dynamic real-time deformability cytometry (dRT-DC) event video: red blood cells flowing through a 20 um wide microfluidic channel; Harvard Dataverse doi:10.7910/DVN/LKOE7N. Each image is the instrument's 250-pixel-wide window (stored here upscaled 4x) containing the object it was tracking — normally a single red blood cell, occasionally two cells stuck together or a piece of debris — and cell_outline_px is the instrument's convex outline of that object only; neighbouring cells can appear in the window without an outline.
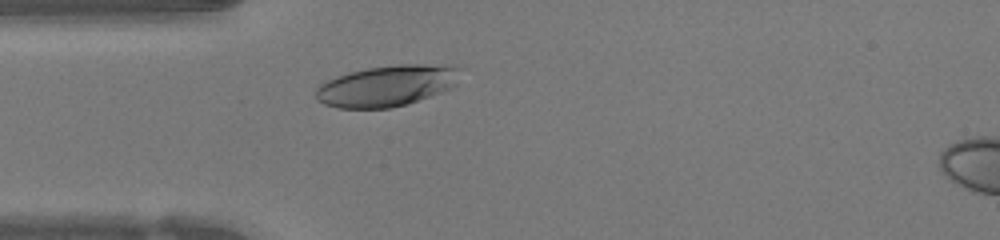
{"species": "human", "species_latin": "Homo sapiens", "temperature_condition": "warm", "stored_images_in_passage": 29, "camera_frame_rate_fps": 3000, "um_per_image_px": 0.085, "donor": {"sex": "female"}, "frame": {"image": 1, "passage_image": 1, "time_ms": 0.0, "image_size_px": [1000, 240], "cell_outline_px": [[460, 68], [452, 84], [448, 88], [440, 92], [392, 108], [336, 108], [324, 104], [316, 100], [316, 88], [324, 80], [348, 72], [368, 68], [400, 64], [424, 64]], "centroid_in_image_um": [32.73, 7.3], "position_along_channel_um": 52.3, "area_um2": 33.87}}
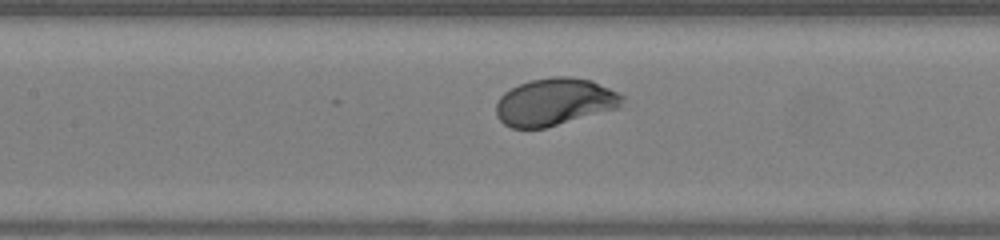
{"frame": {"image": 2, "passage_image": 9, "time_ms": 2.667, "image_size_px": [1000, 240], "cell_outline_px": [[624, 100], [620, 108], [544, 128], [512, 128], [504, 124], [496, 116], [496, 104], [500, 96], [504, 92], [520, 84], [532, 80], [552, 76], [572, 76], [592, 80], [624, 96]], "centroid_in_image_um": [47.15, 8.66], "position_along_channel_um": 160.2, "area_um2": 34.85}}
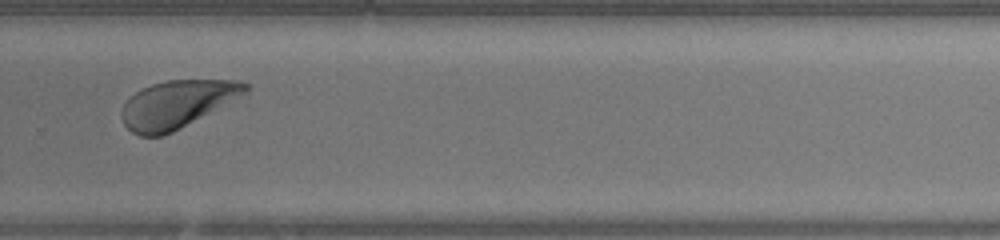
{"frame": {"image": 3, "passage_image": 20, "time_ms": 6.333, "image_size_px": [1000, 240], "cell_outline_px": [[248, 92], [180, 128], [164, 136], [140, 136], [132, 132], [124, 124], [120, 116], [120, 112], [124, 104], [136, 92], [152, 84], [168, 80], [244, 80], [248, 84]], "centroid_in_image_um": [15.03, 8.85], "position_along_channel_um": 314.8, "area_um2": 33.93}, "authors_computed_cell_mechanics": {"area_um2": 34.5066, "velocity_mm_per_s": 4.2299, "shape_relaxation_time_tau1_ms": 1.5729, "shape_relaxation_time_tau2_ms": 2.5835, "deformation_change_tau1": 0.1599, "deformation_change_tau2": 0.0844}}